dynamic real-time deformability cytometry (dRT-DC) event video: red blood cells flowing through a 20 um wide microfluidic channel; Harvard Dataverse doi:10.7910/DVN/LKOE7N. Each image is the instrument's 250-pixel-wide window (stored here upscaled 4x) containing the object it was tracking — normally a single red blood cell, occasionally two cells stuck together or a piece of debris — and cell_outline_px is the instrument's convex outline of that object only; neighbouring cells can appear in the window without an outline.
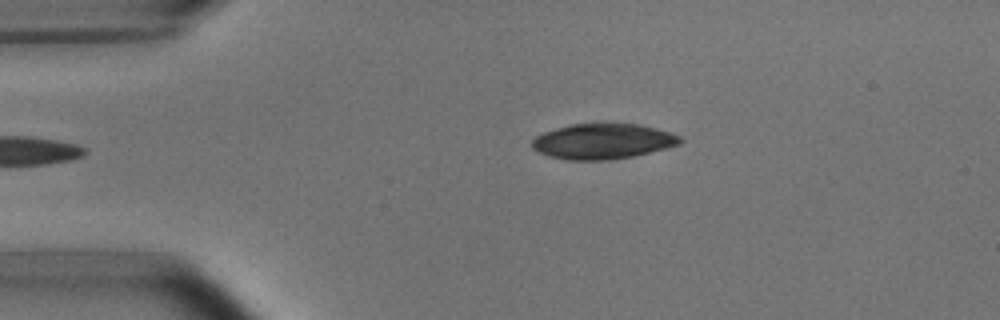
{"species": "common noctule bat (a hibernating species)", "species_latin": "Nyctalus noctula", "temperature_condition": "room temperature", "stored_images_in_passage": 4, "camera_frame_rate_fps": 3000, "um_per_image_px": 0.085, "animal": {"sex": "male", "body_mass_g": 15.6}, "frame": {"image": 1, "passage_image": 4, "time_ms": 4.333, "image_size_px": [1000, 320], "cell_outline_px": [[684, 140], [680, 144], [632, 156], [608, 160], [568, 160], [548, 156], [532, 148], [532, 140], [536, 136], [544, 132], [556, 128], [572, 124], [640, 124], [656, 128], [680, 136]], "centroid_in_image_um": [51.22, 12.01], "position_along_channel_um": 33.8, "area_um2": 30.23}}